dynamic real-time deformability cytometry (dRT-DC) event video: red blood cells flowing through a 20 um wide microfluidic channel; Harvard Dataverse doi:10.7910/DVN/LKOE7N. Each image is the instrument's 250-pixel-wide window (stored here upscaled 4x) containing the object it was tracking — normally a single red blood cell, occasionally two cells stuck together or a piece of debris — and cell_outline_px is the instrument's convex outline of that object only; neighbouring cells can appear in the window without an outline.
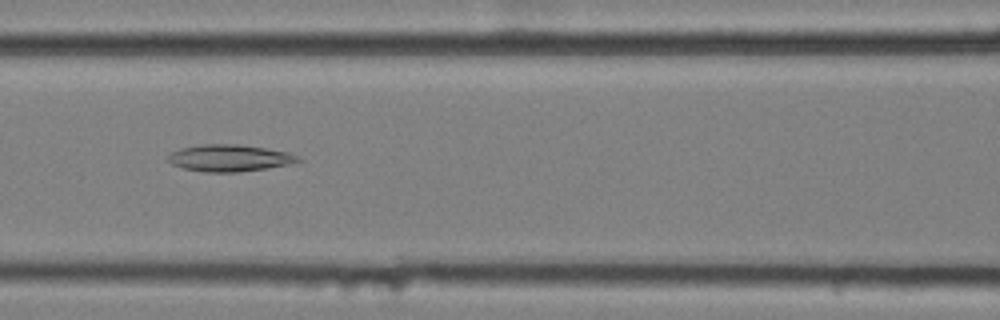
{"species": "common noctule bat (a hibernating species)", "species_latin": "Nyctalus noctula", "temperature_condition": "cold", "stored_images_in_passage": 44, "camera_frame_rate_fps": 3000, "um_per_image_px": 0.085, "animal": {"sex": "female", "body_mass_g": 25.1}, "frame": {"image": 1, "passage_image": 12, "time_ms": 3.667, "image_size_px": [1000, 320], "cell_outline_px": [[304, 160], [288, 164], [268, 168], [236, 172], [204, 172], [184, 168], [172, 164], [168, 160], [168, 156], [172, 152], [180, 148], [200, 144], [240, 144], [288, 152]], "centroid_in_image_um": [19.49, 13.43], "position_along_channel_um": 147.1, "area_um2": 20.23}}
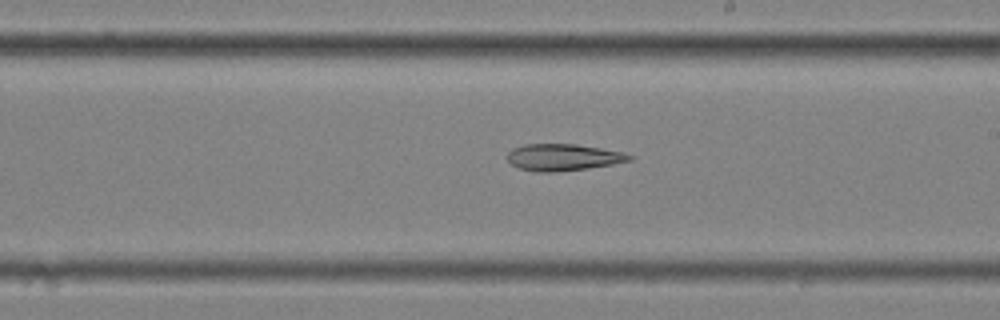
{"frame": {"image": 2, "passage_image": 20, "time_ms": 6.333, "image_size_px": [1000, 320], "cell_outline_px": [[632, 160], [612, 164], [588, 168], [552, 172], [536, 172], [520, 168], [512, 164], [508, 160], [508, 152], [512, 148], [524, 144], [576, 144], [624, 152], [632, 156]], "centroid_in_image_um": [47.86, 13.36], "position_along_channel_um": 241.1, "area_um2": 18.9}}
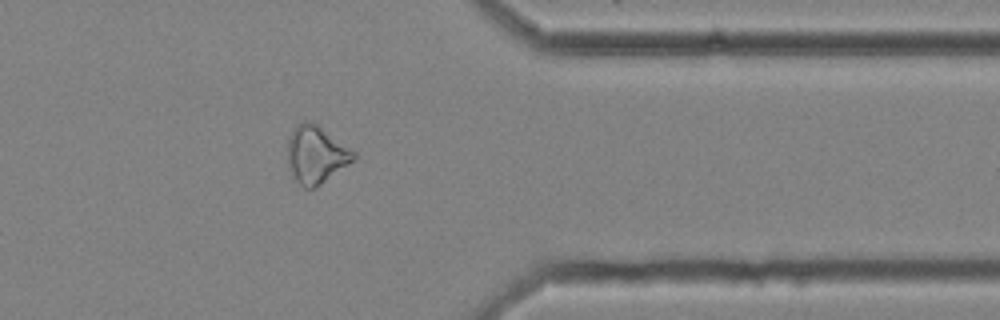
{"frame": {"image": 3, "passage_image": 33, "time_ms": 10.667, "image_size_px": [1000, 320], "cell_outline_px": [[356, 156], [348, 164], [316, 188], [304, 188], [296, 180], [288, 168], [288, 140], [292, 128], [296, 124], [304, 120], [312, 120], [320, 124], [356, 152]], "centroid_in_image_um": [26.85, 13.09], "position_along_channel_um": 384.5, "area_um2": 22.48}}